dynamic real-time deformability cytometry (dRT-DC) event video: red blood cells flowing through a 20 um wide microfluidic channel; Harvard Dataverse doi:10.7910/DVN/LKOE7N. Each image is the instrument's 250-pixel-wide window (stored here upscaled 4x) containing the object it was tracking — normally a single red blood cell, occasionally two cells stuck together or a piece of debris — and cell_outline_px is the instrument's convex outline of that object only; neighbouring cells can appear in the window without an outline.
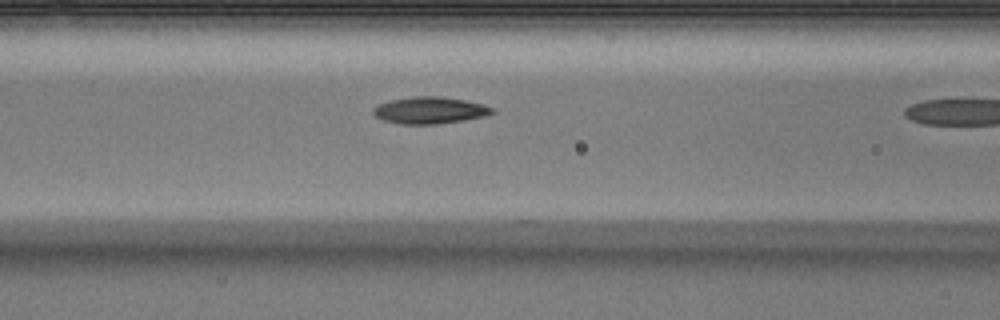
{"species": "Egyptian fruit bat (a non-hibernating species)", "species_latin": "Rousettus aegyptiacus", "temperature_condition": "warm", "stored_images_in_passage": 6, "camera_frame_rate_fps": 3000, "um_per_image_px": 0.085, "animal": {"sex": "male"}, "frame": {"image": 1, "passage_image": 5, "time_ms": 1.333, "image_size_px": [1000, 320], "cell_outline_px": [[496, 112], [488, 116], [464, 120], [436, 124], [400, 124], [384, 120], [376, 116], [372, 112], [372, 108], [380, 104], [392, 100], [412, 96], [440, 96], [464, 100], [484, 104], [496, 108]], "centroid_in_image_um": [36.6, 9.37], "position_along_channel_um": 130.0, "area_um2": 18.73}}